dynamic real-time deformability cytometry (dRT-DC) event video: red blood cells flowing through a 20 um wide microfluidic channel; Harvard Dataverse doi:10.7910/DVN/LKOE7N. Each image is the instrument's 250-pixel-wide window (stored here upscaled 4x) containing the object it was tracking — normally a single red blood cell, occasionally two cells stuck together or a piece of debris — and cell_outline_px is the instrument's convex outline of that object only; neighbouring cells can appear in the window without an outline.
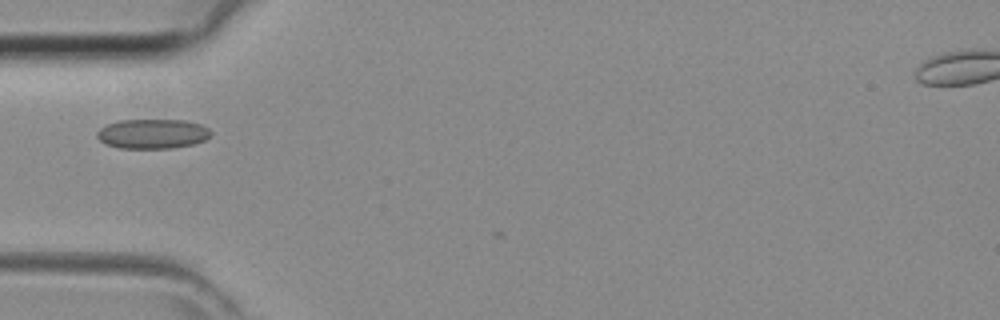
{"species": "common noctule bat (a hibernating species)", "species_latin": "Nyctalus noctula", "temperature_condition": "room temperature", "stored_images_in_passage": 3, "camera_frame_rate_fps": 3000, "um_per_image_px": 0.085, "animal": {"sex": "female", "body_mass_g": 29.2, "forearm_length_mm": 56.3}, "frame": {"image": 1, "passage_image": 2, "time_ms": 0.333, "image_size_px": [1000, 320], "cell_outline_px": [[212, 132], [204, 140], [192, 144], [172, 148], [120, 148], [104, 144], [96, 136], [96, 132], [100, 128], [116, 120], [184, 120], [200, 124], [208, 128]], "centroid_in_image_um": [12.92, 11.37], "position_along_channel_um": 72.1, "area_um2": 19.65}}